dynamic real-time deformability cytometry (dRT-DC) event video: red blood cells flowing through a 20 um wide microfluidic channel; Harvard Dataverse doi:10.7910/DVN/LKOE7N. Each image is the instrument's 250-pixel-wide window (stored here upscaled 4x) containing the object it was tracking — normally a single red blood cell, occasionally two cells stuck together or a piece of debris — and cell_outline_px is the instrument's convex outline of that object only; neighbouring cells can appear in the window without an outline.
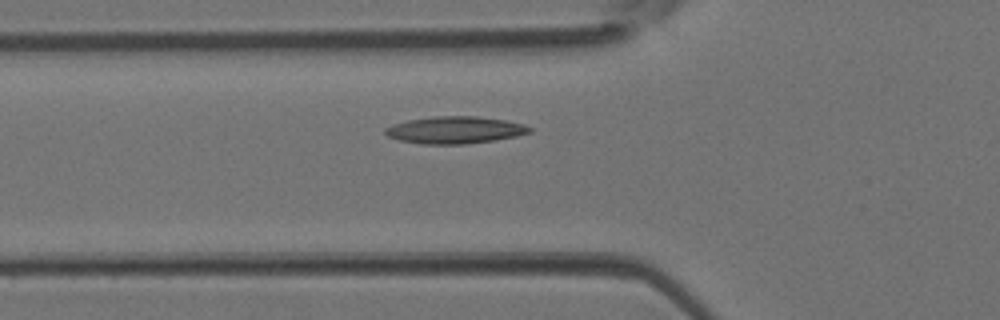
{"species": "Egyptian fruit bat (a non-hibernating species)", "species_latin": "Rousettus aegyptiacus", "temperature_condition": "room temperature", "stored_images_in_passage": 4, "camera_frame_rate_fps": 3000, "um_per_image_px": 0.085, "animal": {"sex": "female"}, "frame": {"image": 1, "passage_image": 4, "time_ms": 1.0, "image_size_px": [1000, 320], "cell_outline_px": [[532, 132], [516, 136], [496, 140], [464, 144], [420, 144], [400, 140], [388, 136], [384, 132], [384, 128], [392, 124], [408, 120], [432, 116], [476, 116], [504, 120], [524, 124], [532, 128]], "centroid_in_image_um": [38.66, 11.05], "position_along_channel_um": 87.1, "area_um2": 22.89}}